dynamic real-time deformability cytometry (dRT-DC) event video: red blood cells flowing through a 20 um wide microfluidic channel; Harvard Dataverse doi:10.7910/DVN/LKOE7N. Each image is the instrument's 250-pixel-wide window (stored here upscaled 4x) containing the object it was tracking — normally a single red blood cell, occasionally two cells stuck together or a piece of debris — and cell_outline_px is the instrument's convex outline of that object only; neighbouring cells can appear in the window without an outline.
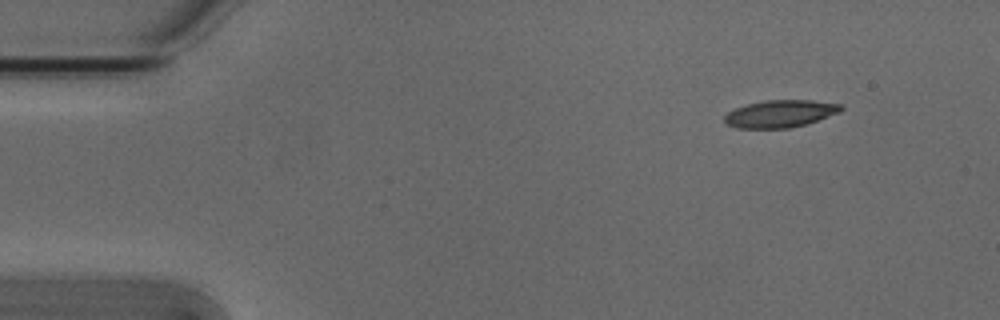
{"species": "Egyptian fruit bat (a non-hibernating species)", "species_latin": "Rousettus aegyptiacus", "temperature_condition": "cold", "stored_images_in_passage": 6, "camera_frame_rate_fps": 3000, "um_per_image_px": 0.085, "animal": {"sex": "male"}, "frame": {"image": 1, "passage_image": 1, "time_ms": 0.0, "image_size_px": [1000, 320], "cell_outline_px": [[844, 108], [840, 112], [804, 124], [788, 128], [736, 128], [724, 124], [724, 116], [728, 112], [736, 108], [748, 104], [768, 100], [812, 100], [844, 104]], "centroid_in_image_um": [66.32, 9.66], "position_along_channel_um": 18.7, "area_um2": 18.5}}
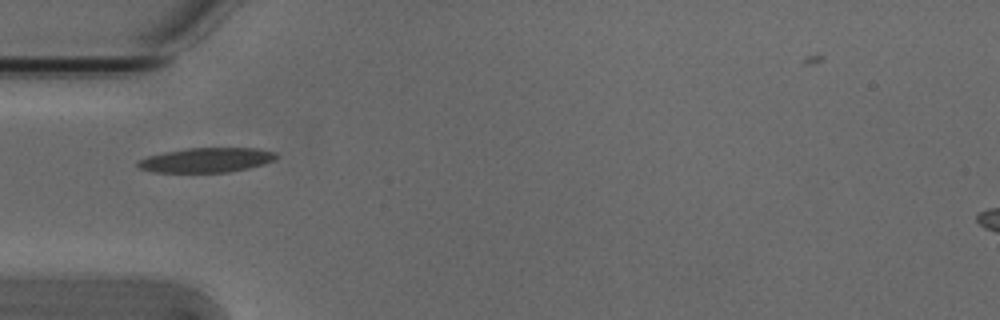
{"frame": {"image": 2, "passage_image": 4, "time_ms": 1.0, "image_size_px": [1000, 320], "cell_outline_px": [[276, 156], [272, 160], [264, 164], [248, 168], [228, 172], [156, 172], [140, 168], [136, 164], [136, 160], [148, 156], [164, 152], [188, 148], [256, 148], [276, 152]], "centroid_in_image_um": [17.52, 13.6], "position_along_channel_um": 67.5, "area_um2": 19.71}}
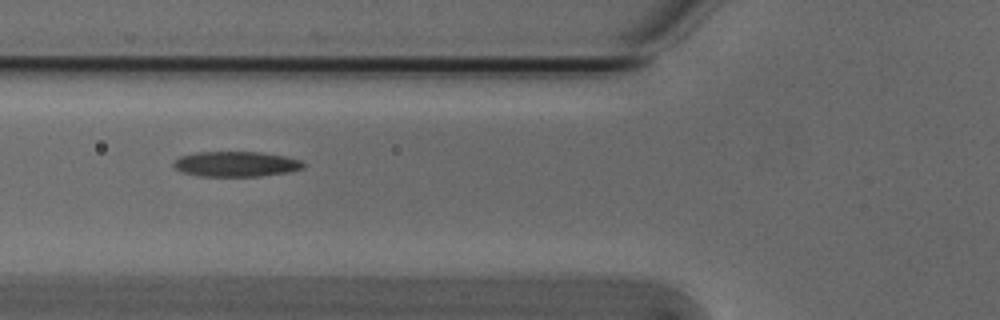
{"frame": {"image": 3, "passage_image": 5, "time_ms": 1.333, "image_size_px": [1000, 320], "cell_outline_px": [[304, 168], [288, 172], [260, 176], [196, 176], [184, 172], [176, 168], [172, 164], [172, 160], [180, 156], [196, 152], [260, 152], [284, 156], [300, 160], [304, 164]], "centroid_in_image_um": [20.03, 13.94], "position_along_channel_um": 105.8, "area_um2": 19.07}}